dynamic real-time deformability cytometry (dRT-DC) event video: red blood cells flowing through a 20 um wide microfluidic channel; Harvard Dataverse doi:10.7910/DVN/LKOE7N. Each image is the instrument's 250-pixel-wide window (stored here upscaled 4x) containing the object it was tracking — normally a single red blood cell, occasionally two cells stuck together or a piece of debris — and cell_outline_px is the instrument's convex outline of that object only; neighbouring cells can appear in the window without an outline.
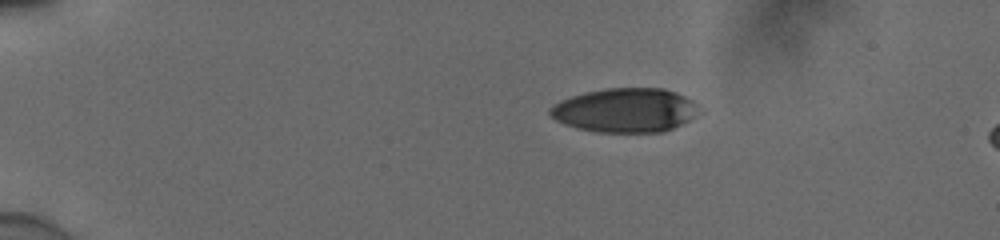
{"species": "human", "species_latin": "Homo sapiens", "temperature_condition": "cold", "stored_images_in_passage": 9, "camera_frame_rate_fps": 3000, "um_per_image_px": 0.085, "donor": {"sex": "male"}, "frame": {"image": 1, "passage_image": 1, "time_ms": 0.0, "image_size_px": [1000, 240], "cell_outline_px": [[704, 112], [672, 128], [660, 132], [596, 132], [576, 128], [564, 124], [556, 120], [548, 112], [548, 108], [552, 104], [560, 100], [584, 92], [604, 88], [664, 88], [676, 92], [692, 100]], "centroid_in_image_um": [53.14, 9.36], "position_along_channel_um": 31.9, "area_um2": 38.67}}